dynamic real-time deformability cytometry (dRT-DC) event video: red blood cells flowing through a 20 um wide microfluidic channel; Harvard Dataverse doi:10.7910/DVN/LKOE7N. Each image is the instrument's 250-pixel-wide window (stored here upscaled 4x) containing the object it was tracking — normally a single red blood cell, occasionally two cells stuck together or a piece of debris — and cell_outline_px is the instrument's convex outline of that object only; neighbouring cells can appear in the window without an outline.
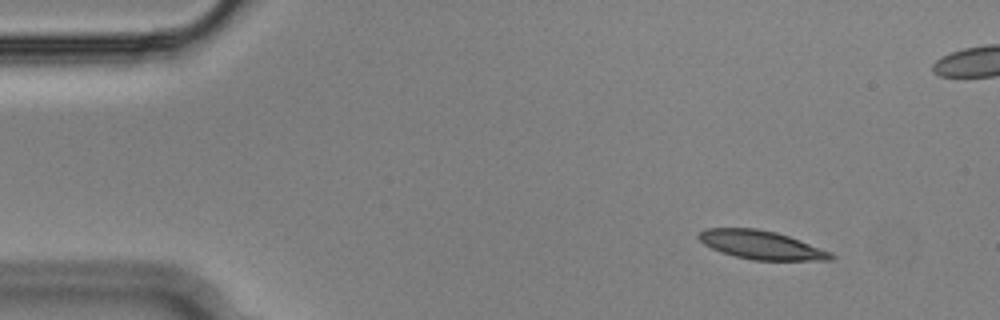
{"species": "Egyptian fruit bat (a non-hibernating species)", "species_latin": "Rousettus aegyptiacus", "temperature_condition": "cold", "stored_images_in_passage": 51, "camera_frame_rate_fps": 3000, "um_per_image_px": 0.085, "animal": {"sex": "male"}, "frame": {"image": 1, "passage_image": 1, "time_ms": 0.0, "image_size_px": [1000, 320], "cell_outline_px": [[836, 256], [832, 260], [752, 260], [720, 252], [704, 244], [696, 236], [700, 232], [708, 228], [756, 228], [776, 232], [800, 240], [832, 252]], "centroid_in_image_um": [64.72, 20.82], "position_along_channel_um": 20.3, "area_um2": 21.96}}
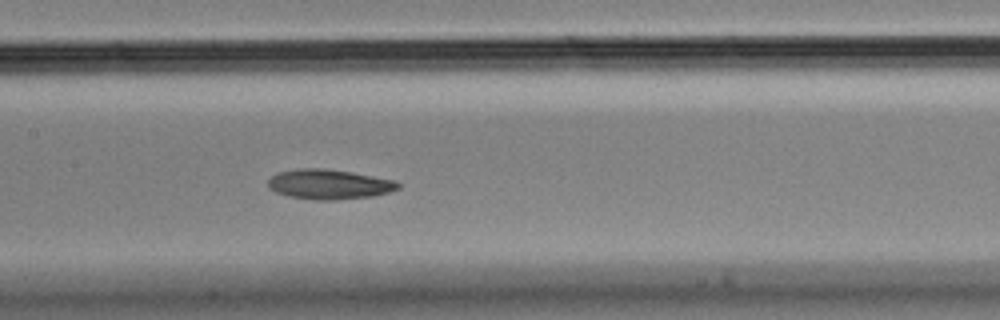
{"frame": {"image": 2, "passage_image": 21, "time_ms": 6.667, "image_size_px": [1000, 320], "cell_outline_px": [[400, 188], [388, 192], [372, 196], [336, 200], [316, 200], [288, 196], [276, 192], [268, 188], [268, 180], [272, 176], [280, 172], [300, 168], [324, 168], [352, 172], [396, 180], [400, 184]], "centroid_in_image_um": [27.98, 15.66], "position_along_channel_um": 179.4, "area_um2": 22.66}}
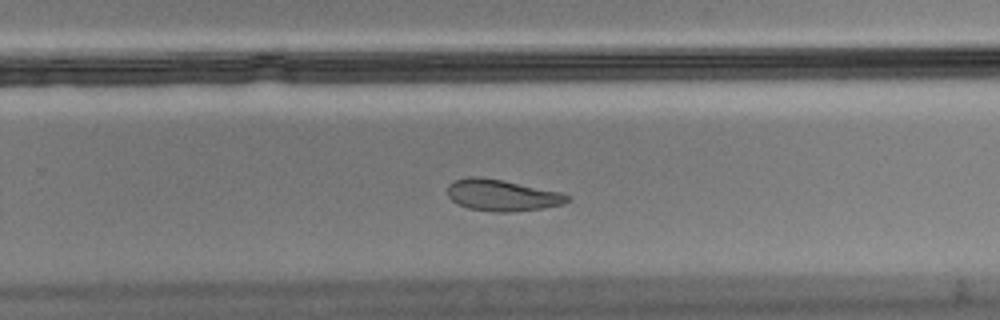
{"frame": {"image": 3, "passage_image": 30, "time_ms": 9.667, "image_size_px": [1000, 320], "cell_outline_px": [[572, 200], [564, 204], [544, 208], [508, 212], [496, 212], [468, 208], [456, 204], [448, 196], [448, 184], [456, 180], [472, 176], [500, 180], [560, 192], [572, 196]], "centroid_in_image_um": [42.7, 16.61], "position_along_channel_um": 287.1, "area_um2": 21.79}}